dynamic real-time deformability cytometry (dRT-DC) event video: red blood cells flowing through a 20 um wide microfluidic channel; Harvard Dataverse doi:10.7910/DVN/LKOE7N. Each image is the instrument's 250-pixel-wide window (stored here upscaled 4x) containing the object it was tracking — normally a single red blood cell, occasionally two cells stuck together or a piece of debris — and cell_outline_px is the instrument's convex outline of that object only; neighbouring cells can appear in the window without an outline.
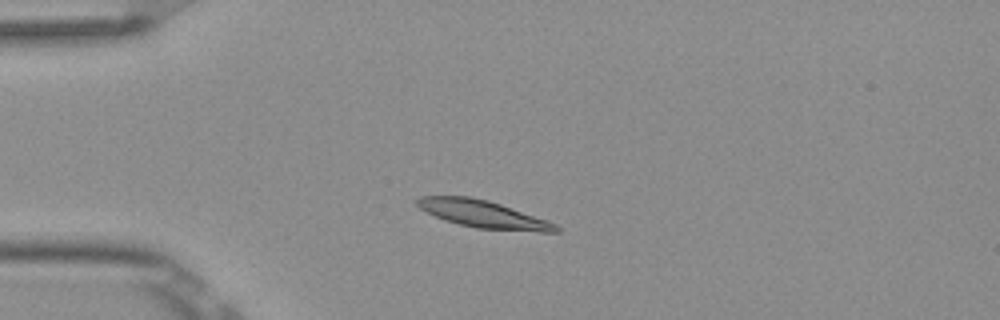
{"species": "Egyptian fruit bat (a non-hibernating species)", "species_latin": "Rousettus aegyptiacus", "temperature_condition": "room temperature", "stored_images_in_passage": 8, "camera_frame_rate_fps": 3000, "um_per_image_px": 0.085, "frame": {"image": 1, "passage_image": 3, "time_ms": 0.667, "image_size_px": [1000, 320], "cell_outline_px": [[560, 232], [540, 232], [476, 228], [444, 220], [420, 208], [416, 204], [416, 200], [420, 196], [472, 196], [488, 200], [548, 220], [556, 224], [560, 228]], "centroid_in_image_um": [41.1, 18.2], "position_along_channel_um": 43.9, "area_um2": 22.08}}
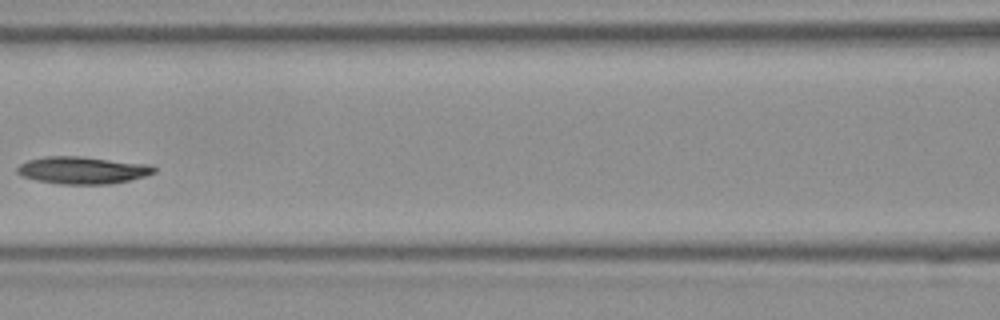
{"frame": {"image": 2, "passage_image": 6, "time_ms": 1.667, "image_size_px": [1000, 320], "cell_outline_px": [[156, 172], [144, 176], [128, 180], [108, 184], [60, 184], [36, 180], [20, 176], [16, 172], [16, 168], [20, 164], [28, 160], [44, 156], [80, 156], [152, 164], [156, 168]], "centroid_in_image_um": [7.0, 14.46], "position_along_channel_um": 159.6, "area_um2": 21.91}}
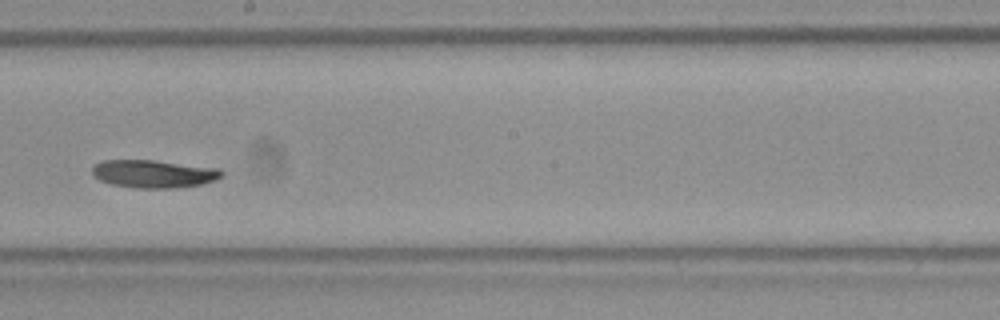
{"frame": {"image": 3, "passage_image": 8, "time_ms": 2.333, "image_size_px": [1000, 320], "cell_outline_px": [[224, 176], [216, 180], [200, 184], [172, 188], [136, 188], [112, 184], [100, 180], [92, 176], [92, 168], [100, 160], [156, 160], [220, 168], [224, 172]], "centroid_in_image_um": [13.08, 14.76], "position_along_channel_um": 235.1, "area_um2": 21.21}}